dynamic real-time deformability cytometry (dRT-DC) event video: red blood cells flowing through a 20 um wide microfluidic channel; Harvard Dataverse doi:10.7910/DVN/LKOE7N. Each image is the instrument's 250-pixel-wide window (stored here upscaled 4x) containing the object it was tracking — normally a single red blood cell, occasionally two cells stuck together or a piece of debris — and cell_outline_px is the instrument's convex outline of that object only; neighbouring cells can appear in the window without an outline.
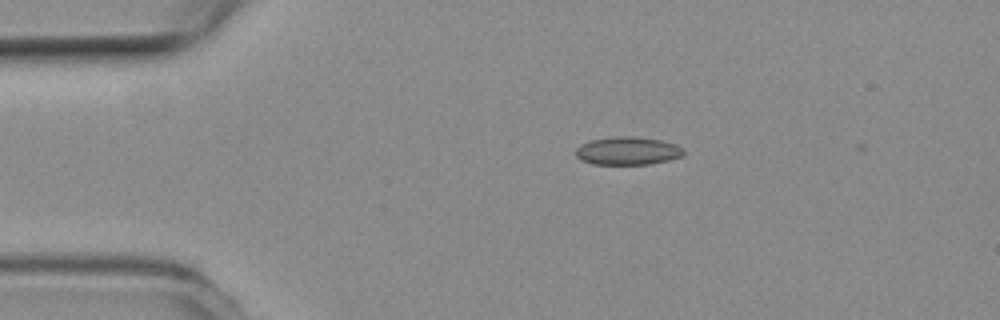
{"species": "common noctule bat (a hibernating species)", "species_latin": "Nyctalus noctula", "temperature_condition": "room temperature", "stored_images_in_passage": 5, "camera_frame_rate_fps": 3000, "um_per_image_px": 0.085, "animal": {"sex": "female", "body_mass_g": 19.3, "forearm_length_mm": 54.1}, "frame": {"image": 1, "passage_image": 3, "time_ms": 0.667, "image_size_px": [1000, 320], "cell_outline_px": [[684, 156], [668, 160], [648, 164], [592, 164], [580, 160], [576, 156], [576, 148], [580, 144], [588, 140], [616, 136], [632, 136], [660, 140], [676, 144], [684, 148]], "centroid_in_image_um": [53.34, 12.82], "position_along_channel_um": 31.7, "area_um2": 17.8}}